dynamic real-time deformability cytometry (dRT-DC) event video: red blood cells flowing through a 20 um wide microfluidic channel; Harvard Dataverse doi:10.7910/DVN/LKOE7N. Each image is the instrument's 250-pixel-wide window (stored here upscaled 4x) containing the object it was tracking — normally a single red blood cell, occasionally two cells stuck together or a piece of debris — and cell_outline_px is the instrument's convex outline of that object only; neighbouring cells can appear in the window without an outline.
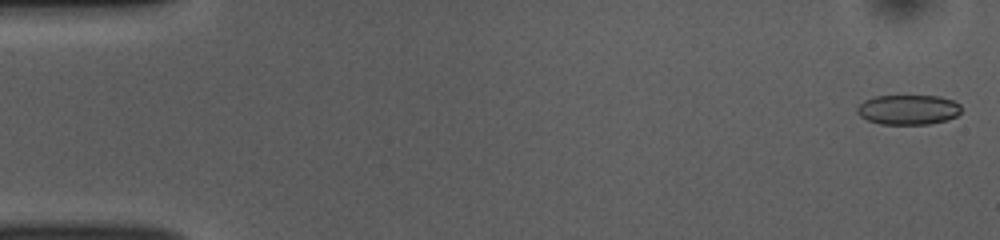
{"species": "common noctule bat (a hibernating species)", "species_latin": "Nyctalus noctula", "temperature_condition": "room temperature", "stored_images_in_passage": 51, "camera_frame_rate_fps": 3000, "um_per_image_px": 0.085, "animal": {"sex": "female", "body_mass_g": 10.0, "forearm_length_mm": 53.1}, "frame": {"image": 1, "passage_image": 1, "time_ms": 0.0, "image_size_px": [1000, 240], "cell_outline_px": [[960, 112], [956, 116], [948, 120], [928, 124], [880, 124], [868, 120], [860, 116], [856, 112], [856, 108], [864, 100], [876, 96], [940, 96], [952, 100], [960, 104]], "centroid_in_image_um": [77.19, 9.32], "position_along_channel_um": 7.8, "area_um2": 18.15}}
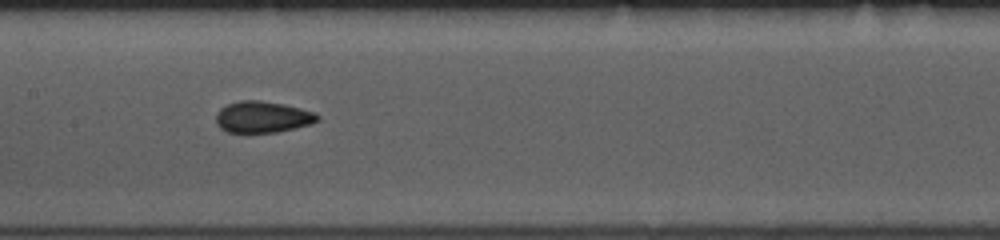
{"frame": {"image": 2, "passage_image": 25, "time_ms": 8.0, "image_size_px": [1000, 240], "cell_outline_px": [[320, 120], [312, 124], [276, 132], [228, 132], [220, 128], [216, 124], [216, 112], [220, 108], [228, 104], [240, 100], [260, 100], [284, 104], [316, 112], [320, 116]], "centroid_in_image_um": [22.33, 9.93], "position_along_channel_um": 185.1, "area_um2": 18.73}}
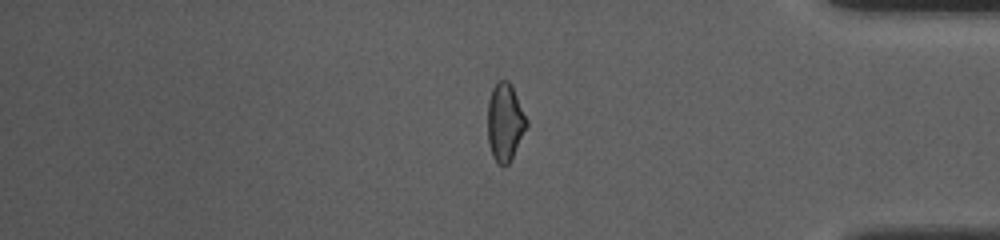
{"frame": {"image": 3, "passage_image": 43, "time_ms": 14.0, "image_size_px": [1000, 240], "cell_outline_px": [[528, 128], [508, 164], [504, 168], [492, 156], [488, 144], [488, 100], [492, 88], [500, 80], [508, 80], [512, 84], [528, 120]], "centroid_in_image_um": [42.94, 10.38], "position_along_channel_um": 392.3, "area_um2": 17.92}, "authors_computed_cell_mechanics": {"area_um2": 18.6116, "velocity_mm_per_s": 3.8693, "shape_relaxation_time_tau1_ms": 4.0899, "shape_relaxation_time_tau2_ms": 1.3873, "deformation_change_tau1": 0.1007, "deformation_change_tau2": 0.0544}}